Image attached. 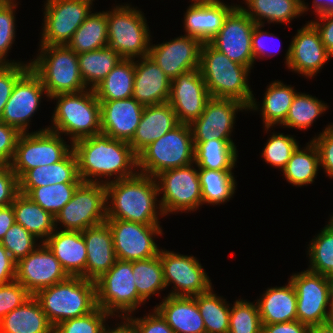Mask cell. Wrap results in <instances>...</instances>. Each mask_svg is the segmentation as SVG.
Wrapping results in <instances>:
<instances>
[{
  "instance_id": "f907efd6",
  "label": "cell",
  "mask_w": 333,
  "mask_h": 333,
  "mask_svg": "<svg viewBox=\"0 0 333 333\" xmlns=\"http://www.w3.org/2000/svg\"><path fill=\"white\" fill-rule=\"evenodd\" d=\"M111 315L97 307L91 313L62 321L54 326L53 333H104L106 319Z\"/></svg>"
},
{
  "instance_id": "1f68e13d",
  "label": "cell",
  "mask_w": 333,
  "mask_h": 333,
  "mask_svg": "<svg viewBox=\"0 0 333 333\" xmlns=\"http://www.w3.org/2000/svg\"><path fill=\"white\" fill-rule=\"evenodd\" d=\"M53 330L34 295L0 320V333H53Z\"/></svg>"
},
{
  "instance_id": "7c38bea8",
  "label": "cell",
  "mask_w": 333,
  "mask_h": 333,
  "mask_svg": "<svg viewBox=\"0 0 333 333\" xmlns=\"http://www.w3.org/2000/svg\"><path fill=\"white\" fill-rule=\"evenodd\" d=\"M297 293V320L309 326L332 320L333 304L330 279L309 270L291 275Z\"/></svg>"
},
{
  "instance_id": "7dc6e473",
  "label": "cell",
  "mask_w": 333,
  "mask_h": 333,
  "mask_svg": "<svg viewBox=\"0 0 333 333\" xmlns=\"http://www.w3.org/2000/svg\"><path fill=\"white\" fill-rule=\"evenodd\" d=\"M308 246L310 265L307 270L333 279V232L326 227L322 228Z\"/></svg>"
},
{
  "instance_id": "603a6c76",
  "label": "cell",
  "mask_w": 333,
  "mask_h": 333,
  "mask_svg": "<svg viewBox=\"0 0 333 333\" xmlns=\"http://www.w3.org/2000/svg\"><path fill=\"white\" fill-rule=\"evenodd\" d=\"M211 98L200 69L180 74L171 80L168 103L179 123L190 124L203 113Z\"/></svg>"
},
{
  "instance_id": "8fae6325",
  "label": "cell",
  "mask_w": 333,
  "mask_h": 333,
  "mask_svg": "<svg viewBox=\"0 0 333 333\" xmlns=\"http://www.w3.org/2000/svg\"><path fill=\"white\" fill-rule=\"evenodd\" d=\"M106 186L95 182H81L71 200L55 216L64 231H80L107 220ZM59 223V224H58Z\"/></svg>"
},
{
  "instance_id": "5bb4252c",
  "label": "cell",
  "mask_w": 333,
  "mask_h": 333,
  "mask_svg": "<svg viewBox=\"0 0 333 333\" xmlns=\"http://www.w3.org/2000/svg\"><path fill=\"white\" fill-rule=\"evenodd\" d=\"M94 0H46L40 45H67L92 12Z\"/></svg>"
},
{
  "instance_id": "816d5d0a",
  "label": "cell",
  "mask_w": 333,
  "mask_h": 333,
  "mask_svg": "<svg viewBox=\"0 0 333 333\" xmlns=\"http://www.w3.org/2000/svg\"><path fill=\"white\" fill-rule=\"evenodd\" d=\"M37 241L38 238L15 222L0 240V244L17 262L30 254L39 245L36 243Z\"/></svg>"
},
{
  "instance_id": "db71d44e",
  "label": "cell",
  "mask_w": 333,
  "mask_h": 333,
  "mask_svg": "<svg viewBox=\"0 0 333 333\" xmlns=\"http://www.w3.org/2000/svg\"><path fill=\"white\" fill-rule=\"evenodd\" d=\"M30 68V61L17 64H0V119L4 106L11 96L16 81Z\"/></svg>"
},
{
  "instance_id": "bcb514c9",
  "label": "cell",
  "mask_w": 333,
  "mask_h": 333,
  "mask_svg": "<svg viewBox=\"0 0 333 333\" xmlns=\"http://www.w3.org/2000/svg\"><path fill=\"white\" fill-rule=\"evenodd\" d=\"M328 106L316 96L297 92L293 98L285 121L281 124L287 128L307 129L315 119L327 110Z\"/></svg>"
},
{
  "instance_id": "e575fe53",
  "label": "cell",
  "mask_w": 333,
  "mask_h": 333,
  "mask_svg": "<svg viewBox=\"0 0 333 333\" xmlns=\"http://www.w3.org/2000/svg\"><path fill=\"white\" fill-rule=\"evenodd\" d=\"M296 90L291 85H285L281 81H273L267 87L265 96L263 97L262 107H258L256 99L253 98L252 103L248 107L250 111H261L264 128L267 131L274 125H281L289 112Z\"/></svg>"
},
{
  "instance_id": "7402d4cb",
  "label": "cell",
  "mask_w": 333,
  "mask_h": 333,
  "mask_svg": "<svg viewBox=\"0 0 333 333\" xmlns=\"http://www.w3.org/2000/svg\"><path fill=\"white\" fill-rule=\"evenodd\" d=\"M202 45L200 39L185 34L161 44H150L149 56L173 80L200 68Z\"/></svg>"
},
{
  "instance_id": "f35d334b",
  "label": "cell",
  "mask_w": 333,
  "mask_h": 333,
  "mask_svg": "<svg viewBox=\"0 0 333 333\" xmlns=\"http://www.w3.org/2000/svg\"><path fill=\"white\" fill-rule=\"evenodd\" d=\"M107 11L90 13L67 46L77 54L107 47Z\"/></svg>"
},
{
  "instance_id": "2e32d148",
  "label": "cell",
  "mask_w": 333,
  "mask_h": 333,
  "mask_svg": "<svg viewBox=\"0 0 333 333\" xmlns=\"http://www.w3.org/2000/svg\"><path fill=\"white\" fill-rule=\"evenodd\" d=\"M159 255L166 288L172 283L174 285L169 296L194 297L212 287L209 276L196 257L165 249H160Z\"/></svg>"
},
{
  "instance_id": "4dcf8cb0",
  "label": "cell",
  "mask_w": 333,
  "mask_h": 333,
  "mask_svg": "<svg viewBox=\"0 0 333 333\" xmlns=\"http://www.w3.org/2000/svg\"><path fill=\"white\" fill-rule=\"evenodd\" d=\"M288 281L285 286L268 288L257 299L262 324L297 320V293L290 279Z\"/></svg>"
},
{
  "instance_id": "6f0895ef",
  "label": "cell",
  "mask_w": 333,
  "mask_h": 333,
  "mask_svg": "<svg viewBox=\"0 0 333 333\" xmlns=\"http://www.w3.org/2000/svg\"><path fill=\"white\" fill-rule=\"evenodd\" d=\"M137 333H174L162 316L153 309L144 317L134 318L132 315L126 318Z\"/></svg>"
},
{
  "instance_id": "ffe728a7",
  "label": "cell",
  "mask_w": 333,
  "mask_h": 333,
  "mask_svg": "<svg viewBox=\"0 0 333 333\" xmlns=\"http://www.w3.org/2000/svg\"><path fill=\"white\" fill-rule=\"evenodd\" d=\"M68 277L60 262L44 242L30 254L16 262L15 281L32 295Z\"/></svg>"
},
{
  "instance_id": "91938a15",
  "label": "cell",
  "mask_w": 333,
  "mask_h": 333,
  "mask_svg": "<svg viewBox=\"0 0 333 333\" xmlns=\"http://www.w3.org/2000/svg\"><path fill=\"white\" fill-rule=\"evenodd\" d=\"M20 132L0 120V165L10 164Z\"/></svg>"
},
{
  "instance_id": "8992f818",
  "label": "cell",
  "mask_w": 333,
  "mask_h": 333,
  "mask_svg": "<svg viewBox=\"0 0 333 333\" xmlns=\"http://www.w3.org/2000/svg\"><path fill=\"white\" fill-rule=\"evenodd\" d=\"M30 68L40 77L48 99L88 89L81 77L77 53L67 45H39Z\"/></svg>"
},
{
  "instance_id": "60d3db41",
  "label": "cell",
  "mask_w": 333,
  "mask_h": 333,
  "mask_svg": "<svg viewBox=\"0 0 333 333\" xmlns=\"http://www.w3.org/2000/svg\"><path fill=\"white\" fill-rule=\"evenodd\" d=\"M302 149L298 146L282 170L283 175L293 186H306L312 184L320 168L318 150L310 140Z\"/></svg>"
},
{
  "instance_id": "ba28073f",
  "label": "cell",
  "mask_w": 333,
  "mask_h": 333,
  "mask_svg": "<svg viewBox=\"0 0 333 333\" xmlns=\"http://www.w3.org/2000/svg\"><path fill=\"white\" fill-rule=\"evenodd\" d=\"M108 47L124 59L149 55L152 37L144 14L130 4L107 11Z\"/></svg>"
},
{
  "instance_id": "d6986e66",
  "label": "cell",
  "mask_w": 333,
  "mask_h": 333,
  "mask_svg": "<svg viewBox=\"0 0 333 333\" xmlns=\"http://www.w3.org/2000/svg\"><path fill=\"white\" fill-rule=\"evenodd\" d=\"M243 110L248 106L238 100L211 97L199 118L189 124L193 142L232 140L236 112Z\"/></svg>"
},
{
  "instance_id": "753ad0ef",
  "label": "cell",
  "mask_w": 333,
  "mask_h": 333,
  "mask_svg": "<svg viewBox=\"0 0 333 333\" xmlns=\"http://www.w3.org/2000/svg\"><path fill=\"white\" fill-rule=\"evenodd\" d=\"M331 283V295H332V304H333V279H330Z\"/></svg>"
},
{
  "instance_id": "4316f807",
  "label": "cell",
  "mask_w": 333,
  "mask_h": 333,
  "mask_svg": "<svg viewBox=\"0 0 333 333\" xmlns=\"http://www.w3.org/2000/svg\"><path fill=\"white\" fill-rule=\"evenodd\" d=\"M237 6L222 1L216 3H192L184 15V29L188 36L209 42L221 29L227 15Z\"/></svg>"
},
{
  "instance_id": "f546056e",
  "label": "cell",
  "mask_w": 333,
  "mask_h": 333,
  "mask_svg": "<svg viewBox=\"0 0 333 333\" xmlns=\"http://www.w3.org/2000/svg\"><path fill=\"white\" fill-rule=\"evenodd\" d=\"M174 333H205L204 320L194 297H164L154 308Z\"/></svg>"
},
{
  "instance_id": "44dd1931",
  "label": "cell",
  "mask_w": 333,
  "mask_h": 333,
  "mask_svg": "<svg viewBox=\"0 0 333 333\" xmlns=\"http://www.w3.org/2000/svg\"><path fill=\"white\" fill-rule=\"evenodd\" d=\"M285 57L288 69L311 78L332 56L324 47L319 32L308 21L300 30H297Z\"/></svg>"
},
{
  "instance_id": "4fadbf2b",
  "label": "cell",
  "mask_w": 333,
  "mask_h": 333,
  "mask_svg": "<svg viewBox=\"0 0 333 333\" xmlns=\"http://www.w3.org/2000/svg\"><path fill=\"white\" fill-rule=\"evenodd\" d=\"M193 163L159 173L155 178L164 215L191 212L203 205L198 169Z\"/></svg>"
},
{
  "instance_id": "a7ac6f4b",
  "label": "cell",
  "mask_w": 333,
  "mask_h": 333,
  "mask_svg": "<svg viewBox=\"0 0 333 333\" xmlns=\"http://www.w3.org/2000/svg\"><path fill=\"white\" fill-rule=\"evenodd\" d=\"M125 321L121 322V323H117L114 328H111L109 326H107V328L105 329L104 333H137V331L135 330V328L132 326V324L127 320V319H123ZM122 324V325H121Z\"/></svg>"
},
{
  "instance_id": "6da1fadb",
  "label": "cell",
  "mask_w": 333,
  "mask_h": 333,
  "mask_svg": "<svg viewBox=\"0 0 333 333\" xmlns=\"http://www.w3.org/2000/svg\"><path fill=\"white\" fill-rule=\"evenodd\" d=\"M72 145L82 182L106 185L138 173V156L126 141L100 133L77 140ZM103 177L113 180L104 181Z\"/></svg>"
},
{
  "instance_id": "f6af8a7d",
  "label": "cell",
  "mask_w": 333,
  "mask_h": 333,
  "mask_svg": "<svg viewBox=\"0 0 333 333\" xmlns=\"http://www.w3.org/2000/svg\"><path fill=\"white\" fill-rule=\"evenodd\" d=\"M80 183H57L35 188H19V192L27 195L54 217L71 200Z\"/></svg>"
},
{
  "instance_id": "b9f144b4",
  "label": "cell",
  "mask_w": 333,
  "mask_h": 333,
  "mask_svg": "<svg viewBox=\"0 0 333 333\" xmlns=\"http://www.w3.org/2000/svg\"><path fill=\"white\" fill-rule=\"evenodd\" d=\"M203 204L219 205L232 198L236 181L232 170L198 168Z\"/></svg>"
},
{
  "instance_id": "be15d7a7",
  "label": "cell",
  "mask_w": 333,
  "mask_h": 333,
  "mask_svg": "<svg viewBox=\"0 0 333 333\" xmlns=\"http://www.w3.org/2000/svg\"><path fill=\"white\" fill-rule=\"evenodd\" d=\"M16 261L0 244V285L11 283L15 280Z\"/></svg>"
},
{
  "instance_id": "d590c367",
  "label": "cell",
  "mask_w": 333,
  "mask_h": 333,
  "mask_svg": "<svg viewBox=\"0 0 333 333\" xmlns=\"http://www.w3.org/2000/svg\"><path fill=\"white\" fill-rule=\"evenodd\" d=\"M15 222L44 242L55 231V217L32 201L27 195L18 193L12 203Z\"/></svg>"
},
{
  "instance_id": "89a4df30",
  "label": "cell",
  "mask_w": 333,
  "mask_h": 333,
  "mask_svg": "<svg viewBox=\"0 0 333 333\" xmlns=\"http://www.w3.org/2000/svg\"><path fill=\"white\" fill-rule=\"evenodd\" d=\"M308 333H333V321L309 326Z\"/></svg>"
},
{
  "instance_id": "8d00e7d4",
  "label": "cell",
  "mask_w": 333,
  "mask_h": 333,
  "mask_svg": "<svg viewBox=\"0 0 333 333\" xmlns=\"http://www.w3.org/2000/svg\"><path fill=\"white\" fill-rule=\"evenodd\" d=\"M194 143V164L209 170H233L238 151L233 140H208Z\"/></svg>"
},
{
  "instance_id": "e0dca14e",
  "label": "cell",
  "mask_w": 333,
  "mask_h": 333,
  "mask_svg": "<svg viewBox=\"0 0 333 333\" xmlns=\"http://www.w3.org/2000/svg\"><path fill=\"white\" fill-rule=\"evenodd\" d=\"M255 22L237 5L209 43L230 60L252 69V34Z\"/></svg>"
},
{
  "instance_id": "681fc988",
  "label": "cell",
  "mask_w": 333,
  "mask_h": 333,
  "mask_svg": "<svg viewBox=\"0 0 333 333\" xmlns=\"http://www.w3.org/2000/svg\"><path fill=\"white\" fill-rule=\"evenodd\" d=\"M299 143L291 135H284L283 133H273L267 140L264 149L262 150V157L266 164H270L276 168L284 169L292 156Z\"/></svg>"
},
{
  "instance_id": "003e7915",
  "label": "cell",
  "mask_w": 333,
  "mask_h": 333,
  "mask_svg": "<svg viewBox=\"0 0 333 333\" xmlns=\"http://www.w3.org/2000/svg\"><path fill=\"white\" fill-rule=\"evenodd\" d=\"M315 15L333 13V0H313Z\"/></svg>"
},
{
  "instance_id": "d6a6232c",
  "label": "cell",
  "mask_w": 333,
  "mask_h": 333,
  "mask_svg": "<svg viewBox=\"0 0 333 333\" xmlns=\"http://www.w3.org/2000/svg\"><path fill=\"white\" fill-rule=\"evenodd\" d=\"M18 182L19 188H35L57 183H81L73 149L59 162L28 170Z\"/></svg>"
},
{
  "instance_id": "ee69618b",
  "label": "cell",
  "mask_w": 333,
  "mask_h": 333,
  "mask_svg": "<svg viewBox=\"0 0 333 333\" xmlns=\"http://www.w3.org/2000/svg\"><path fill=\"white\" fill-rule=\"evenodd\" d=\"M132 271L138 296L144 303L151 295L159 296V292L166 288L159 254L152 258L132 261Z\"/></svg>"
},
{
  "instance_id": "9c48e42d",
  "label": "cell",
  "mask_w": 333,
  "mask_h": 333,
  "mask_svg": "<svg viewBox=\"0 0 333 333\" xmlns=\"http://www.w3.org/2000/svg\"><path fill=\"white\" fill-rule=\"evenodd\" d=\"M95 283L97 306L109 313L112 318L115 315L116 318L118 316L126 319L144 303L139 298L134 283L132 261L117 259Z\"/></svg>"
},
{
  "instance_id": "11a10c76",
  "label": "cell",
  "mask_w": 333,
  "mask_h": 333,
  "mask_svg": "<svg viewBox=\"0 0 333 333\" xmlns=\"http://www.w3.org/2000/svg\"><path fill=\"white\" fill-rule=\"evenodd\" d=\"M32 294L19 282L0 285V320L13 309L20 307Z\"/></svg>"
},
{
  "instance_id": "d4e9b609",
  "label": "cell",
  "mask_w": 333,
  "mask_h": 333,
  "mask_svg": "<svg viewBox=\"0 0 333 333\" xmlns=\"http://www.w3.org/2000/svg\"><path fill=\"white\" fill-rule=\"evenodd\" d=\"M171 79L148 55L135 61L133 98L141 105L166 103L170 97Z\"/></svg>"
},
{
  "instance_id": "277c9868",
  "label": "cell",
  "mask_w": 333,
  "mask_h": 333,
  "mask_svg": "<svg viewBox=\"0 0 333 333\" xmlns=\"http://www.w3.org/2000/svg\"><path fill=\"white\" fill-rule=\"evenodd\" d=\"M199 69L211 97L235 99L250 106L254 95L248 83L249 67L230 60L209 42H204Z\"/></svg>"
},
{
  "instance_id": "f5cc1de1",
  "label": "cell",
  "mask_w": 333,
  "mask_h": 333,
  "mask_svg": "<svg viewBox=\"0 0 333 333\" xmlns=\"http://www.w3.org/2000/svg\"><path fill=\"white\" fill-rule=\"evenodd\" d=\"M16 1L3 0L0 2V64H17L14 60H6V56L15 41V8Z\"/></svg>"
},
{
  "instance_id": "7a4b0ae2",
  "label": "cell",
  "mask_w": 333,
  "mask_h": 333,
  "mask_svg": "<svg viewBox=\"0 0 333 333\" xmlns=\"http://www.w3.org/2000/svg\"><path fill=\"white\" fill-rule=\"evenodd\" d=\"M105 186L107 219L159 224L158 215L165 216L160 203H157L160 201L157 200L159 193L155 177L138 172L130 178L110 182Z\"/></svg>"
},
{
  "instance_id": "f1b7e54d",
  "label": "cell",
  "mask_w": 333,
  "mask_h": 333,
  "mask_svg": "<svg viewBox=\"0 0 333 333\" xmlns=\"http://www.w3.org/2000/svg\"><path fill=\"white\" fill-rule=\"evenodd\" d=\"M178 124L176 113L168 102L145 106L135 134L128 143L138 155L150 143L158 140Z\"/></svg>"
},
{
  "instance_id": "680465c9",
  "label": "cell",
  "mask_w": 333,
  "mask_h": 333,
  "mask_svg": "<svg viewBox=\"0 0 333 333\" xmlns=\"http://www.w3.org/2000/svg\"><path fill=\"white\" fill-rule=\"evenodd\" d=\"M19 193V182L17 175L11 169L10 164L0 165V207L13 203L15 196Z\"/></svg>"
},
{
  "instance_id": "c3c4849f",
  "label": "cell",
  "mask_w": 333,
  "mask_h": 333,
  "mask_svg": "<svg viewBox=\"0 0 333 333\" xmlns=\"http://www.w3.org/2000/svg\"><path fill=\"white\" fill-rule=\"evenodd\" d=\"M262 321L257 302L239 299L230 310L229 333H261Z\"/></svg>"
},
{
  "instance_id": "5b68a950",
  "label": "cell",
  "mask_w": 333,
  "mask_h": 333,
  "mask_svg": "<svg viewBox=\"0 0 333 333\" xmlns=\"http://www.w3.org/2000/svg\"><path fill=\"white\" fill-rule=\"evenodd\" d=\"M50 99L56 101V108L47 129L69 136L70 144L77 140L101 133V105L94 90L58 94Z\"/></svg>"
},
{
  "instance_id": "83f0119b",
  "label": "cell",
  "mask_w": 333,
  "mask_h": 333,
  "mask_svg": "<svg viewBox=\"0 0 333 333\" xmlns=\"http://www.w3.org/2000/svg\"><path fill=\"white\" fill-rule=\"evenodd\" d=\"M55 231L44 241L68 276L85 279L86 243L80 231Z\"/></svg>"
},
{
  "instance_id": "e7e4bbea",
  "label": "cell",
  "mask_w": 333,
  "mask_h": 333,
  "mask_svg": "<svg viewBox=\"0 0 333 333\" xmlns=\"http://www.w3.org/2000/svg\"><path fill=\"white\" fill-rule=\"evenodd\" d=\"M308 328L307 325L295 320L285 323L262 324L261 333H308Z\"/></svg>"
},
{
  "instance_id": "52a82bcc",
  "label": "cell",
  "mask_w": 333,
  "mask_h": 333,
  "mask_svg": "<svg viewBox=\"0 0 333 333\" xmlns=\"http://www.w3.org/2000/svg\"><path fill=\"white\" fill-rule=\"evenodd\" d=\"M137 156L140 169L137 171L151 177L194 163V143L189 124L179 123Z\"/></svg>"
},
{
  "instance_id": "03108f58",
  "label": "cell",
  "mask_w": 333,
  "mask_h": 333,
  "mask_svg": "<svg viewBox=\"0 0 333 333\" xmlns=\"http://www.w3.org/2000/svg\"><path fill=\"white\" fill-rule=\"evenodd\" d=\"M14 223L15 213L12 204L0 207V240Z\"/></svg>"
},
{
  "instance_id": "7bdbcfd3",
  "label": "cell",
  "mask_w": 333,
  "mask_h": 333,
  "mask_svg": "<svg viewBox=\"0 0 333 333\" xmlns=\"http://www.w3.org/2000/svg\"><path fill=\"white\" fill-rule=\"evenodd\" d=\"M194 298L204 320L205 333H229L231 307L226 299L217 296L212 287Z\"/></svg>"
},
{
  "instance_id": "836d02e7",
  "label": "cell",
  "mask_w": 333,
  "mask_h": 333,
  "mask_svg": "<svg viewBox=\"0 0 333 333\" xmlns=\"http://www.w3.org/2000/svg\"><path fill=\"white\" fill-rule=\"evenodd\" d=\"M244 6L238 5L256 24L288 23L308 11V4L303 0H243ZM265 19V20H264ZM264 20V22H263Z\"/></svg>"
},
{
  "instance_id": "9a60e30c",
  "label": "cell",
  "mask_w": 333,
  "mask_h": 333,
  "mask_svg": "<svg viewBox=\"0 0 333 333\" xmlns=\"http://www.w3.org/2000/svg\"><path fill=\"white\" fill-rule=\"evenodd\" d=\"M113 236L116 257L119 260L137 261L159 254L153 238L162 235L160 224H140L126 220L107 219Z\"/></svg>"
},
{
  "instance_id": "6125c7cd",
  "label": "cell",
  "mask_w": 333,
  "mask_h": 333,
  "mask_svg": "<svg viewBox=\"0 0 333 333\" xmlns=\"http://www.w3.org/2000/svg\"><path fill=\"white\" fill-rule=\"evenodd\" d=\"M317 17H319V21L311 20L310 23L319 32L324 47L333 57V13L318 15Z\"/></svg>"
},
{
  "instance_id": "ac0fdd59",
  "label": "cell",
  "mask_w": 333,
  "mask_h": 333,
  "mask_svg": "<svg viewBox=\"0 0 333 333\" xmlns=\"http://www.w3.org/2000/svg\"><path fill=\"white\" fill-rule=\"evenodd\" d=\"M42 95L47 96L44 85L40 77L29 68L16 81L0 120L20 133L28 132L29 122L40 107Z\"/></svg>"
},
{
  "instance_id": "484cf974",
  "label": "cell",
  "mask_w": 333,
  "mask_h": 333,
  "mask_svg": "<svg viewBox=\"0 0 333 333\" xmlns=\"http://www.w3.org/2000/svg\"><path fill=\"white\" fill-rule=\"evenodd\" d=\"M86 243L87 262L85 279L96 281L116 262L113 236L105 221L82 231Z\"/></svg>"
},
{
  "instance_id": "cb8c5ba5",
  "label": "cell",
  "mask_w": 333,
  "mask_h": 333,
  "mask_svg": "<svg viewBox=\"0 0 333 333\" xmlns=\"http://www.w3.org/2000/svg\"><path fill=\"white\" fill-rule=\"evenodd\" d=\"M98 101L101 105V133L129 142L140 123L144 106L133 97Z\"/></svg>"
},
{
  "instance_id": "8c879c8a",
  "label": "cell",
  "mask_w": 333,
  "mask_h": 333,
  "mask_svg": "<svg viewBox=\"0 0 333 333\" xmlns=\"http://www.w3.org/2000/svg\"><path fill=\"white\" fill-rule=\"evenodd\" d=\"M326 228H328L331 232H333V214L330 216V220L328 221V224L325 225Z\"/></svg>"
},
{
  "instance_id": "9f6ffc18",
  "label": "cell",
  "mask_w": 333,
  "mask_h": 333,
  "mask_svg": "<svg viewBox=\"0 0 333 333\" xmlns=\"http://www.w3.org/2000/svg\"><path fill=\"white\" fill-rule=\"evenodd\" d=\"M320 160V167L330 178H333V130L331 125H327L325 129L317 137H313Z\"/></svg>"
},
{
  "instance_id": "94428289",
  "label": "cell",
  "mask_w": 333,
  "mask_h": 333,
  "mask_svg": "<svg viewBox=\"0 0 333 333\" xmlns=\"http://www.w3.org/2000/svg\"><path fill=\"white\" fill-rule=\"evenodd\" d=\"M262 27H264V25L255 24L254 29H253L251 45H252V54L254 57V62H255V59H260L262 57L264 58V56L265 57L272 56L271 50H270L271 48H269V46H268V44H269L268 39L271 40V38H273L274 34L269 33L267 31H263ZM266 43H268V44H266ZM277 51H279V50H277Z\"/></svg>"
},
{
  "instance_id": "74e56055",
  "label": "cell",
  "mask_w": 333,
  "mask_h": 333,
  "mask_svg": "<svg viewBox=\"0 0 333 333\" xmlns=\"http://www.w3.org/2000/svg\"><path fill=\"white\" fill-rule=\"evenodd\" d=\"M135 59H121L93 90L98 100H121L133 96Z\"/></svg>"
},
{
  "instance_id": "3957f363",
  "label": "cell",
  "mask_w": 333,
  "mask_h": 333,
  "mask_svg": "<svg viewBox=\"0 0 333 333\" xmlns=\"http://www.w3.org/2000/svg\"><path fill=\"white\" fill-rule=\"evenodd\" d=\"M42 311L54 326L87 315L97 306L96 283L79 276L43 288L34 294Z\"/></svg>"
},
{
  "instance_id": "ab89813d",
  "label": "cell",
  "mask_w": 333,
  "mask_h": 333,
  "mask_svg": "<svg viewBox=\"0 0 333 333\" xmlns=\"http://www.w3.org/2000/svg\"><path fill=\"white\" fill-rule=\"evenodd\" d=\"M79 69L84 84L88 89H94L107 74L123 59L119 53L110 48L77 54ZM90 86V87H89Z\"/></svg>"
},
{
  "instance_id": "2644e50d",
  "label": "cell",
  "mask_w": 333,
  "mask_h": 333,
  "mask_svg": "<svg viewBox=\"0 0 333 333\" xmlns=\"http://www.w3.org/2000/svg\"><path fill=\"white\" fill-rule=\"evenodd\" d=\"M193 3H216L220 2V0H192Z\"/></svg>"
},
{
  "instance_id": "30bf717a",
  "label": "cell",
  "mask_w": 333,
  "mask_h": 333,
  "mask_svg": "<svg viewBox=\"0 0 333 333\" xmlns=\"http://www.w3.org/2000/svg\"><path fill=\"white\" fill-rule=\"evenodd\" d=\"M66 143L61 134L47 128L21 133L10 163L11 169L19 180L28 170L59 162L73 149L72 144Z\"/></svg>"
}]
</instances>
